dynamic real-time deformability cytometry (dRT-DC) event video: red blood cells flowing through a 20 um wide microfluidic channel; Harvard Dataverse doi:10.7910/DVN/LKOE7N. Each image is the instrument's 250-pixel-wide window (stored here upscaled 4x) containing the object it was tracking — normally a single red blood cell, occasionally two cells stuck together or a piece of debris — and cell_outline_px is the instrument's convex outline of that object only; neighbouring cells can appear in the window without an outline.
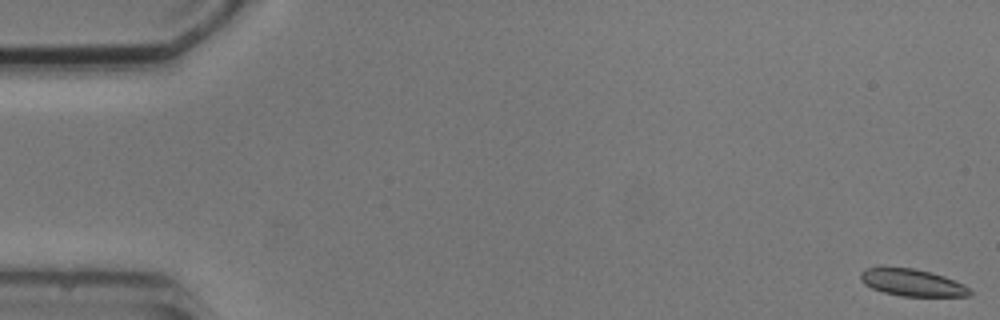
{"species": "common noctule bat (a hibernating species)", "species_latin": "Nyctalus noctula", "temperature_condition": "cold", "stored_images_in_passage": 5, "camera_frame_rate_fps": 3000, "um_per_image_px": 0.085, "animal": {"sex": "male", "body_mass_g": 20.5, "forearm_length_mm": 52.5}, "frame": {"image": 1, "passage_image": 1, "time_ms": 0.0, "image_size_px": [1000, 320], "cell_outline_px": [[972, 296], [900, 296], [884, 292], [872, 288], [864, 284], [860, 280], [860, 272], [864, 268], [912, 268], [932, 272], [944, 276], [964, 284], [972, 292]], "centroid_in_image_um": [77.55, 24.03], "position_along_channel_um": 7.5, "area_um2": 17.17}}
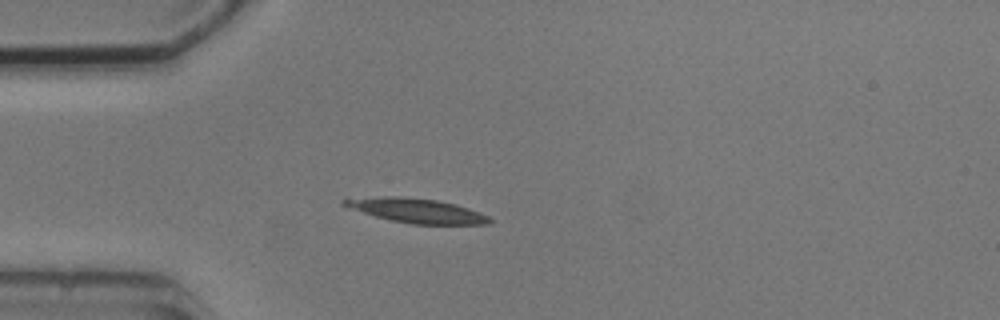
{"frame": {"image": 2, "passage_image": 5, "time_ms": 4.667, "image_size_px": [1000, 320], "cell_outline_px": [[492, 220], [488, 224], [412, 224], [392, 220], [376, 216], [348, 208], [340, 204], [340, 200], [384, 196], [404, 196], [436, 200], [456, 204], [480, 212], [488, 216]], "centroid_in_image_um": [35.41, 17.89], "position_along_channel_um": 49.6, "area_um2": 20.52}}